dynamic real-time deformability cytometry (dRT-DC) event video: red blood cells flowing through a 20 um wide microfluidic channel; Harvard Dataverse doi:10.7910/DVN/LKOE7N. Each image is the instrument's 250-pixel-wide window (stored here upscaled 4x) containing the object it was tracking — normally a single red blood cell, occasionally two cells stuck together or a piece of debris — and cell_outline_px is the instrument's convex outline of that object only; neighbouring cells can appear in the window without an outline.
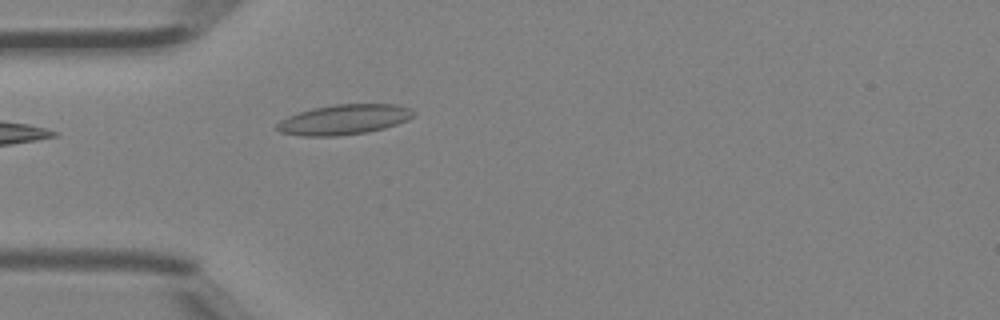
{"species": "Egyptian fruit bat (a non-hibernating species)", "species_latin": "Rousettus aegyptiacus", "temperature_condition": "room temperature", "stored_images_in_passage": 4, "camera_frame_rate_fps": 3000, "um_per_image_px": 0.085, "animal": {"sex": "female"}, "frame": {"image": 1, "passage_image": 4, "time_ms": 1.0, "image_size_px": [1000, 320], "cell_outline_px": [[416, 112], [408, 120], [384, 128], [364, 132], [336, 136], [304, 136], [280, 132], [276, 128], [276, 124], [280, 120], [288, 116], [312, 108], [336, 104], [396, 104], [408, 108]], "centroid_in_image_um": [29.22, 10.16], "position_along_channel_um": 55.8, "area_um2": 23.76}}